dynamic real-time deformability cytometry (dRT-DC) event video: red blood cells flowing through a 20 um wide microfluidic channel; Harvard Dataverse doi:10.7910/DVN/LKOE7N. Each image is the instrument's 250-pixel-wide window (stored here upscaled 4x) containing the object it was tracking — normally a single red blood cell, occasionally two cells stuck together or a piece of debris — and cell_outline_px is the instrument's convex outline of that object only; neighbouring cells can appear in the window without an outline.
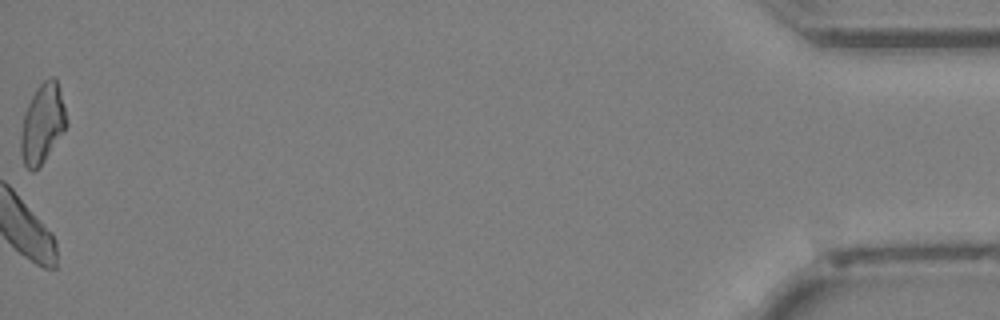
{"species": "Egyptian fruit bat (a non-hibernating species)", "species_latin": "Rousettus aegyptiacus", "temperature_condition": "cold", "stored_images_in_passage": 41, "camera_frame_rate_fps": 3000, "um_per_image_px": 0.085, "animal": {"sex": "female"}, "frame": {"image": 1, "passage_image": 41, "time_ms": 13.333, "image_size_px": [1000, 320], "cell_outline_px": [[68, 124], [64, 132], [44, 160], [32, 172], [24, 164], [20, 152], [20, 136], [24, 112], [36, 88], [48, 76], [52, 76], [56, 80], [60, 92], [68, 120]], "centroid_in_image_um": [3.6, 10.5], "position_along_channel_um": 431.6, "area_um2": 21.04}}